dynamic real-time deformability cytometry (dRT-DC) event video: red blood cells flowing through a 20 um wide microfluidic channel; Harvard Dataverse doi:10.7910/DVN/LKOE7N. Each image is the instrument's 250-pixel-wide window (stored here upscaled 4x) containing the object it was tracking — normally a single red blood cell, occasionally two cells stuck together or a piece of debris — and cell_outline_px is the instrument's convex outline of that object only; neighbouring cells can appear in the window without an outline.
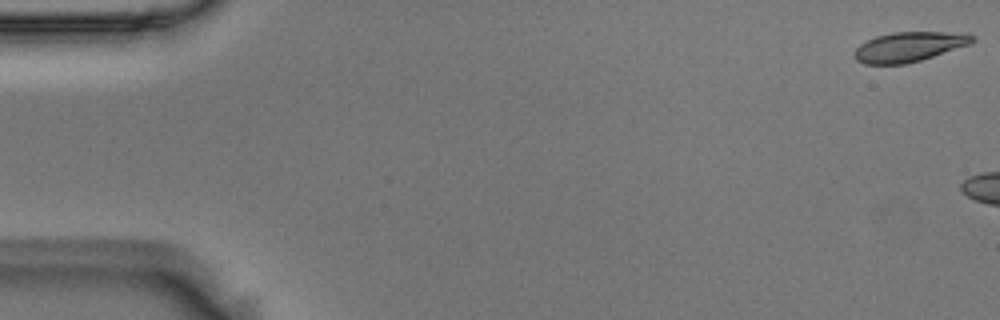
{"species": "Egyptian fruit bat (a non-hibernating species)", "species_latin": "Rousettus aegyptiacus", "temperature_condition": "room temperature", "stored_images_in_passage": 3, "camera_frame_rate_fps": 3000, "um_per_image_px": 0.085, "animal": {"sex": "male"}, "frame": {"image": 1, "passage_image": 1, "time_ms": 0.0, "image_size_px": [1000, 320], "cell_outline_px": [[972, 44], [920, 60], [904, 64], [864, 64], [856, 60], [856, 48], [860, 44], [876, 36], [892, 32], [968, 32], [972, 36]], "centroid_in_image_um": [77.3, 3.97], "position_along_channel_um": 7.7, "area_um2": 20.35}}